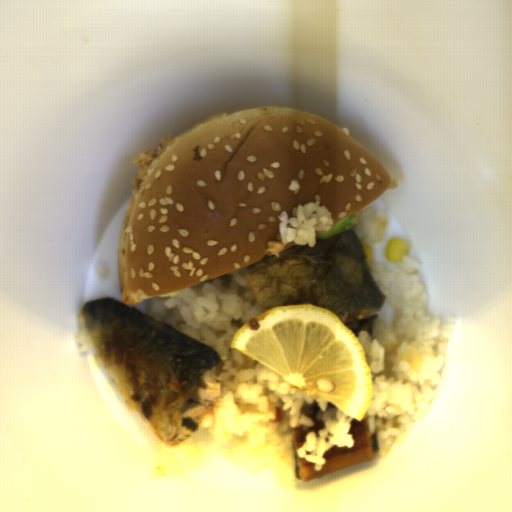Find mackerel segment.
Instances as JSON below:
<instances>
[{
  "label": "mackerel segment",
  "mask_w": 512,
  "mask_h": 512,
  "mask_svg": "<svg viewBox=\"0 0 512 512\" xmlns=\"http://www.w3.org/2000/svg\"><path fill=\"white\" fill-rule=\"evenodd\" d=\"M246 279L263 314L291 304H311L346 324L380 312L386 300L357 232L349 229L257 268Z\"/></svg>",
  "instance_id": "c1d32c5f"
},
{
  "label": "mackerel segment",
  "mask_w": 512,
  "mask_h": 512,
  "mask_svg": "<svg viewBox=\"0 0 512 512\" xmlns=\"http://www.w3.org/2000/svg\"><path fill=\"white\" fill-rule=\"evenodd\" d=\"M80 315L108 376L155 436L176 448L221 399L214 369L220 352L113 297Z\"/></svg>",
  "instance_id": "14911b7f"
}]
</instances>
